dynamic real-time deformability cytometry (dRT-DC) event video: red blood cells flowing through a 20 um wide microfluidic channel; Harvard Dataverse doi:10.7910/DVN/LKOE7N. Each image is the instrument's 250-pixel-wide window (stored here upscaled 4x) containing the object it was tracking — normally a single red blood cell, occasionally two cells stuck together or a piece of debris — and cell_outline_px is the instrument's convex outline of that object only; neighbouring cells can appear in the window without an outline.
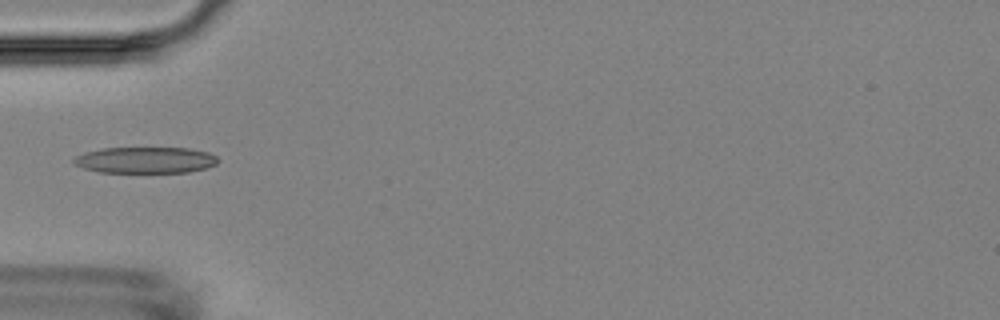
{"species": "Egyptian fruit bat (a non-hibernating species)", "species_latin": "Rousettus aegyptiacus", "temperature_condition": "room temperature", "stored_images_in_passage": 3, "camera_frame_rate_fps": 3000, "um_per_image_px": 0.085, "animal": {"sex": "female"}, "frame": {"image": 1, "passage_image": 1, "time_ms": 0.0, "image_size_px": [1000, 320], "cell_outline_px": [[220, 160], [216, 164], [204, 168], [188, 172], [100, 172], [84, 168], [76, 164], [72, 160], [76, 156], [84, 152], [100, 148], [188, 148], [208, 152], [216, 156]], "centroid_in_image_um": [12.36, 13.6], "position_along_channel_um": 72.6, "area_um2": 21.96}}
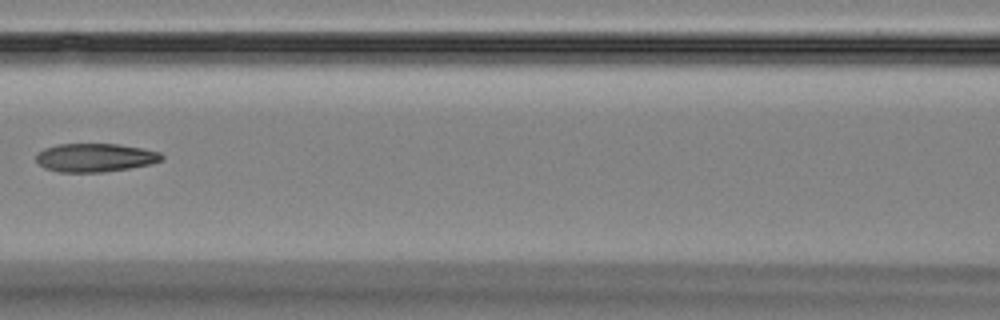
{"frame": {"image": 2, "passage_image": 3, "time_ms": 2.333, "image_size_px": [1000, 320], "cell_outline_px": [[164, 160], [152, 164], [104, 172], [60, 172], [44, 168], [36, 160], [36, 156], [44, 148], [56, 144], [116, 144], [144, 148], [160, 152], [164, 156]], "centroid_in_image_um": [8.12, 13.39], "position_along_channel_um": 158.5, "area_um2": 20.92}}